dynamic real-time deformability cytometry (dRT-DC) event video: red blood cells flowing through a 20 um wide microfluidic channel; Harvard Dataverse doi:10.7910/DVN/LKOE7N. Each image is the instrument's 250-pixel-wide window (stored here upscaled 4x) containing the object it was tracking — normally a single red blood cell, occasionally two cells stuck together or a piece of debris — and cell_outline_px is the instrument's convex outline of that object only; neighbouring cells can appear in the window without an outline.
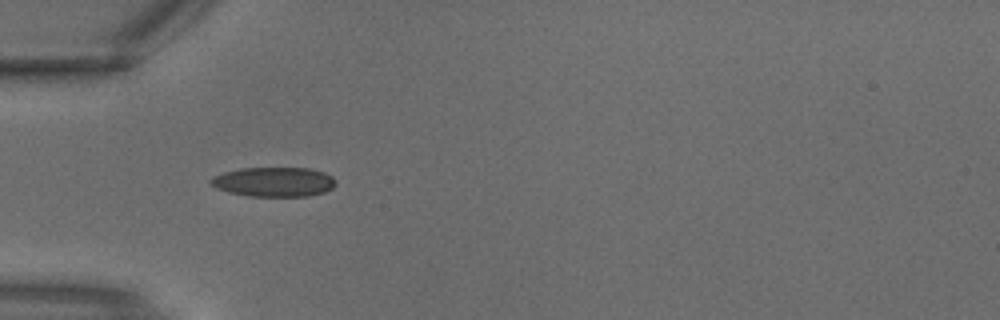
{"species": "common noctule bat (a hibernating species)", "species_latin": "Nyctalus noctula", "temperature_condition": "warm", "stored_images_in_passage": 1, "camera_frame_rate_fps": 3000, "um_per_image_px": 0.085, "animal": {"sex": "male", "body_mass_g": 18.8}, "frame": {"image": 1, "passage_image": 1, "time_ms": 0.0, "image_size_px": [1000, 320], "cell_outline_px": [[336, 184], [332, 188], [324, 192], [308, 196], [248, 196], [228, 192], [216, 188], [208, 184], [208, 180], [212, 176], [224, 172], [240, 168], [308, 168], [324, 172], [332, 176], [336, 180]], "centroid_in_image_um": [23.24, 15.46], "position_along_channel_um": 61.8, "area_um2": 21.73}}